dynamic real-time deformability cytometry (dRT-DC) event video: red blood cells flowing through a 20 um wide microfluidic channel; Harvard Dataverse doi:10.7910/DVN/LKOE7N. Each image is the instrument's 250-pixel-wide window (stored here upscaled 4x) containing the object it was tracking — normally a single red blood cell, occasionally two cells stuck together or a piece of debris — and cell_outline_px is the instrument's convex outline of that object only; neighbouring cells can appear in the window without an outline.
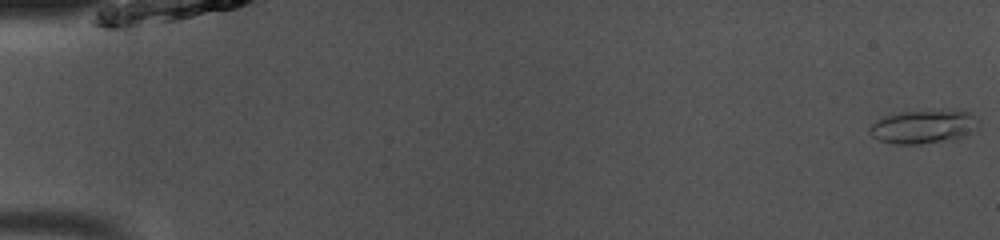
{"species": "common noctule bat (a hibernating species)", "species_latin": "Nyctalus noctula", "temperature_condition": "room temperature", "stored_images_in_passage": 46, "camera_frame_rate_fps": 3000, "um_per_image_px": 0.085, "animal": {"sex": "male", "body_mass_g": 13.0, "forearm_length_mm": 53.1}, "frame": {"image": 1, "passage_image": 1, "time_ms": 0.0, "image_size_px": [1000, 240], "cell_outline_px": [[980, 120], [972, 128], [960, 136], [952, 140], [916, 144], [892, 144], [880, 140], [872, 136], [868, 132], [868, 128], [876, 120], [884, 116], [900, 112], [956, 108], [960, 108], [968, 112]], "centroid_in_image_um": [78.44, 10.73], "position_along_channel_um": 6.6, "area_um2": 21.44}}
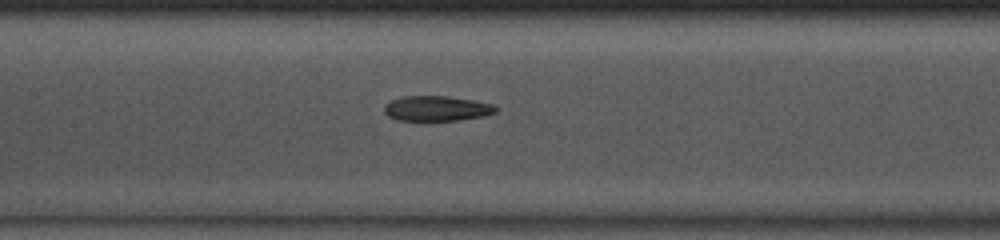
{"frame": {"image": 2, "passage_image": 24, "time_ms": 7.667, "image_size_px": [1000, 240], "cell_outline_px": [[500, 108], [496, 112], [484, 116], [460, 120], [424, 124], [396, 120], [388, 116], [384, 112], [384, 104], [392, 100], [404, 96], [448, 96], [472, 100], [492, 104]], "centroid_in_image_um": [37.08, 9.28], "position_along_channel_um": 170.3, "area_um2": 17.28}}
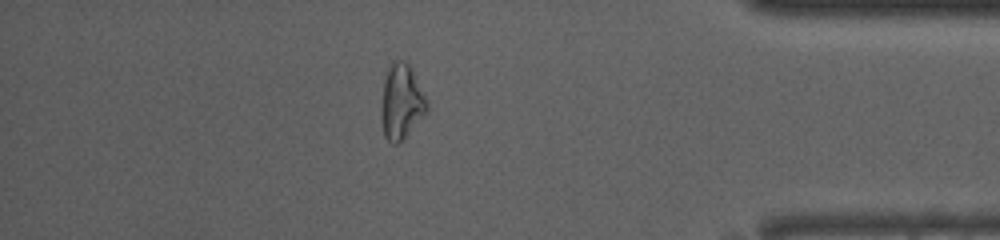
{"frame": {"image": 3, "passage_image": 43, "time_ms": 14.0, "image_size_px": [1000, 240], "cell_outline_px": [[428, 112], [404, 140], [400, 144], [392, 144], [384, 136], [380, 112], [384, 80], [388, 68], [392, 60], [400, 60], [408, 64], [412, 68], [428, 104]], "centroid_in_image_um": [34.12, 8.7], "position_along_channel_um": 401.1, "area_um2": 20.29}}